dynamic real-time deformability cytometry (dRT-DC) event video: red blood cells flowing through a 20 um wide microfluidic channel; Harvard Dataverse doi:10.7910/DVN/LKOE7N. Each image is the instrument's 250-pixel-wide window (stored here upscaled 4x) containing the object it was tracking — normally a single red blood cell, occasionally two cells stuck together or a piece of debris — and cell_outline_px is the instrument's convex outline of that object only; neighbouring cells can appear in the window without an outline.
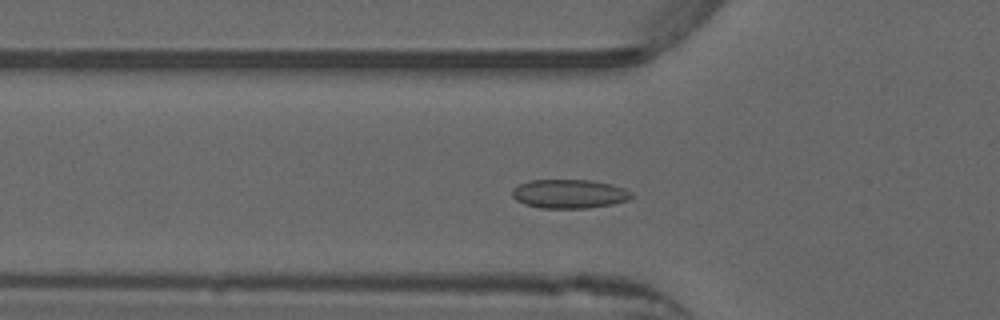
{"species": "common noctule bat (a hibernating species)", "species_latin": "Nyctalus noctula", "temperature_condition": "warm", "stored_images_in_passage": 49, "camera_frame_rate_fps": 3000, "um_per_image_px": 0.085, "animal": {"sex": "male", "forearm_length_mm": 52.5}, "frame": {"image": 1, "passage_image": 13, "time_ms": 4.0, "image_size_px": [1000, 320], "cell_outline_px": [[632, 196], [628, 200], [612, 204], [588, 208], [540, 208], [524, 204], [516, 200], [512, 196], [512, 188], [520, 184], [532, 180], [592, 180], [612, 184], [624, 188], [632, 192]], "centroid_in_image_um": [48.39, 16.48], "position_along_channel_um": 77.4, "area_um2": 20.17}}
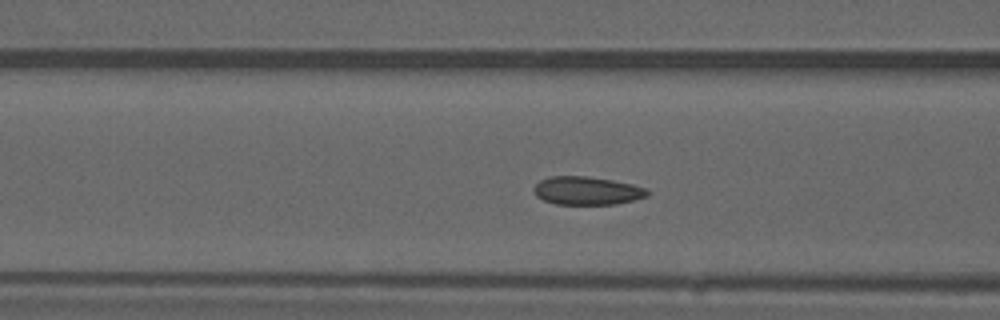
{"frame": {"image": 2, "passage_image": 16, "time_ms": 5.0, "image_size_px": [1000, 320], "cell_outline_px": [[648, 196], [616, 204], [556, 204], [544, 200], [536, 196], [532, 192], [532, 188], [540, 180], [548, 176], [588, 176], [612, 180], [632, 184], [644, 188], [648, 192]], "centroid_in_image_um": [49.83, 16.2], "position_along_channel_um": 116.8, "area_um2": 18.67}}
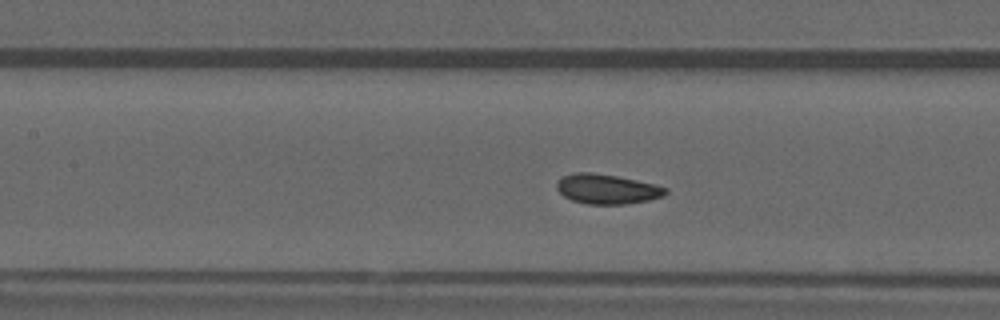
{"frame": {"image": 3, "passage_image": 19, "time_ms": 6.0, "image_size_px": [1000, 320], "cell_outline_px": [[668, 192], [664, 196], [648, 200], [628, 204], [588, 204], [572, 200], [564, 196], [556, 188], [556, 184], [564, 176], [576, 172], [592, 172], [616, 176], [656, 184], [668, 188]], "centroid_in_image_um": [51.63, 16.07], "position_along_channel_um": 155.8, "area_um2": 18.84}, "authors_computed_cell_mechanics": {"area_um2": 18.6116, "velocity_mm_per_s": 3.8903, "shape_relaxation_time_tau1_ms": 4.6449, "shape_relaxation_time_tau2_ms": 1.3139, "deformation_change_tau1": 0.0762, "deformation_change_tau2": 0.0578}}